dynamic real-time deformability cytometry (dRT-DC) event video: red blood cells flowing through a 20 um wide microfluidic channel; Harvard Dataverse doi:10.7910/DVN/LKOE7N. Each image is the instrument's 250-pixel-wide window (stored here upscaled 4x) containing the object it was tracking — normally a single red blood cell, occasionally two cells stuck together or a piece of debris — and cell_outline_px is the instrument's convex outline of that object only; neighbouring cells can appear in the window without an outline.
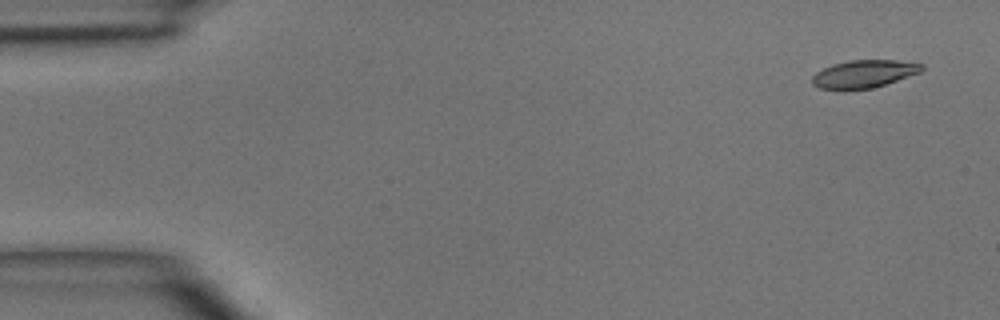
{"species": "common noctule bat (a hibernating species)", "species_latin": "Nyctalus noctula", "temperature_condition": "room temperature", "stored_images_in_passage": 4, "camera_frame_rate_fps": 3000, "um_per_image_px": 0.085, "animal": {"sex": "male", "body_mass_g": 15.6}, "frame": {"image": 1, "passage_image": 1, "time_ms": 0.0, "image_size_px": [1000, 320], "cell_outline_px": [[924, 68], [920, 72], [872, 88], [844, 92], [820, 88], [812, 84], [812, 76], [816, 72], [832, 64], [848, 60], [896, 60], [924, 64]], "centroid_in_image_um": [73.37, 6.31], "position_along_channel_um": 11.6, "area_um2": 18.03}}
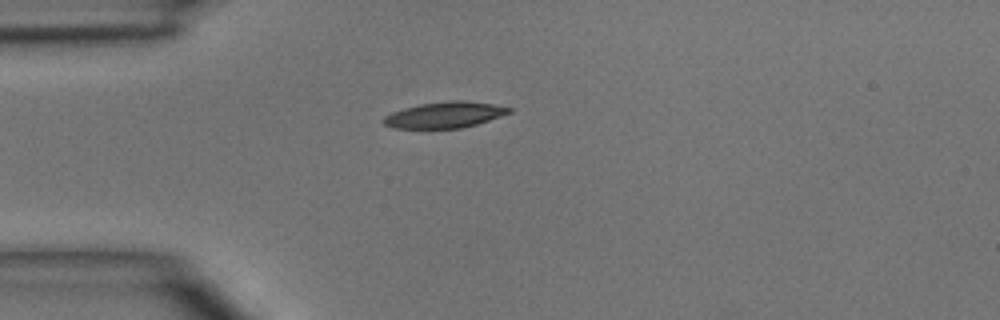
{"frame": {"image": 2, "passage_image": 4, "time_ms": 3.333, "image_size_px": [1000, 320], "cell_outline_px": [[512, 112], [476, 124], [460, 128], [392, 128], [384, 124], [380, 120], [384, 116], [392, 112], [404, 108], [420, 104], [452, 100], [464, 100], [492, 104], [512, 108]], "centroid_in_image_um": [37.76, 9.76], "position_along_channel_um": 47.2, "area_um2": 18.96}}